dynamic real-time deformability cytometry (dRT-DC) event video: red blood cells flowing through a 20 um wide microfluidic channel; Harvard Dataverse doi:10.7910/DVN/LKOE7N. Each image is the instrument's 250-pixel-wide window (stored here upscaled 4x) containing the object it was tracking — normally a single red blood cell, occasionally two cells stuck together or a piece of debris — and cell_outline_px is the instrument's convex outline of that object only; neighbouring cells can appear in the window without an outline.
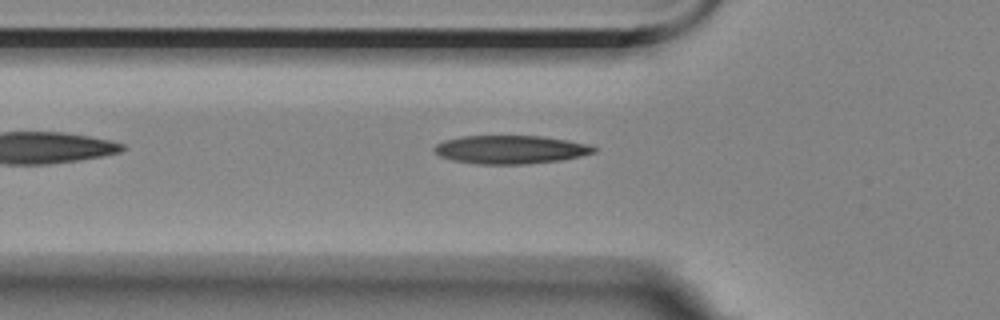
{"species": "Egyptian fruit bat (a non-hibernating species)", "species_latin": "Rousettus aegyptiacus", "temperature_condition": "room temperature", "stored_images_in_passage": 3, "camera_frame_rate_fps": 3000, "um_per_image_px": 0.085, "animal": {"sex": "female"}, "frame": {"image": 1, "passage_image": 3, "time_ms": 2.333, "image_size_px": [1000, 320], "cell_outline_px": [[596, 152], [580, 156], [560, 160], [524, 164], [476, 164], [452, 160], [440, 156], [432, 148], [436, 144], [444, 140], [464, 136], [540, 136], [568, 140], [588, 144], [596, 148]], "centroid_in_image_um": [43.38, 12.71], "position_along_channel_um": 82.4, "area_um2": 26.3}}